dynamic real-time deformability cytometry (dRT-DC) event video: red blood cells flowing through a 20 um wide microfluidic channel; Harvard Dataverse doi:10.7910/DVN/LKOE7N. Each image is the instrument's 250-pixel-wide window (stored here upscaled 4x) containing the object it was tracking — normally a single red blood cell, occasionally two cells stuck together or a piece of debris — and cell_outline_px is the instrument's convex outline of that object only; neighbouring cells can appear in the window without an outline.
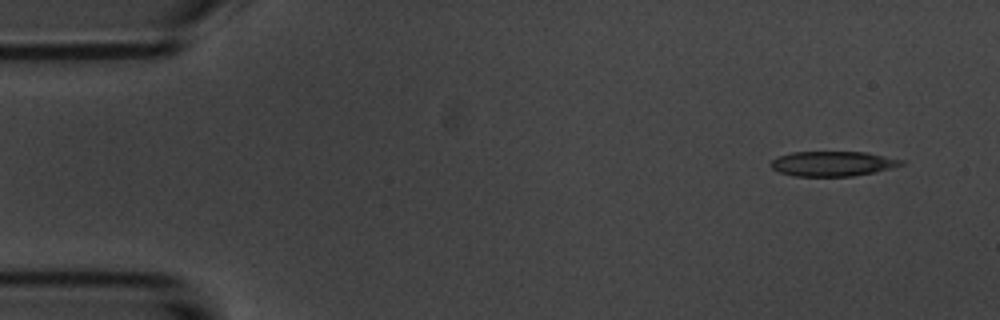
{"species": "common noctule bat (a hibernating species)", "species_latin": "Nyctalus noctula", "temperature_condition": "room temperature", "stored_images_in_passage": 4, "camera_frame_rate_fps": 3000, "um_per_image_px": 0.085, "animal": {"sex": "male", "body_mass_g": 20.1, "forearm_length_mm": 53.5}, "frame": {"image": 1, "passage_image": 1, "time_ms": 0.0, "image_size_px": [1000, 320], "cell_outline_px": [[904, 164], [872, 172], [852, 176], [796, 176], [780, 172], [772, 168], [768, 164], [776, 156], [792, 152], [868, 152], [904, 160]], "centroid_in_image_um": [70.73, 13.9], "position_along_channel_um": 14.3, "area_um2": 18.84}}
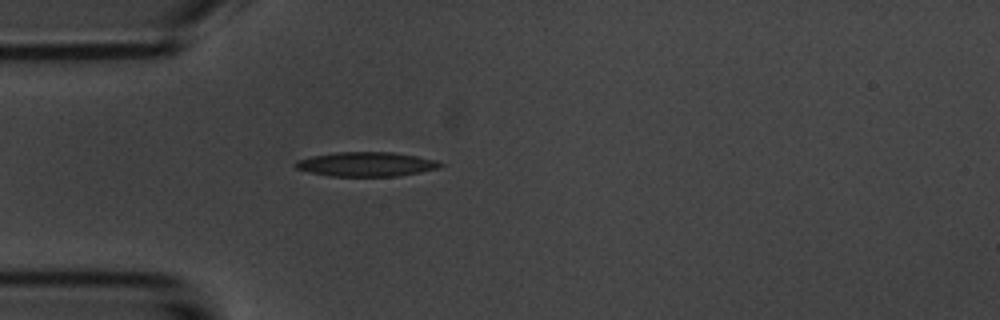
{"frame": {"image": 2, "passage_image": 4, "time_ms": 3.667, "image_size_px": [1000, 320], "cell_outline_px": [[444, 164], [440, 168], [420, 172], [396, 176], [328, 176], [308, 172], [296, 168], [292, 164], [296, 160], [312, 156], [336, 152], [392, 152], [416, 156], [436, 160]], "centroid_in_image_um": [31.1, 13.96], "position_along_channel_um": 53.9, "area_um2": 20.63}}